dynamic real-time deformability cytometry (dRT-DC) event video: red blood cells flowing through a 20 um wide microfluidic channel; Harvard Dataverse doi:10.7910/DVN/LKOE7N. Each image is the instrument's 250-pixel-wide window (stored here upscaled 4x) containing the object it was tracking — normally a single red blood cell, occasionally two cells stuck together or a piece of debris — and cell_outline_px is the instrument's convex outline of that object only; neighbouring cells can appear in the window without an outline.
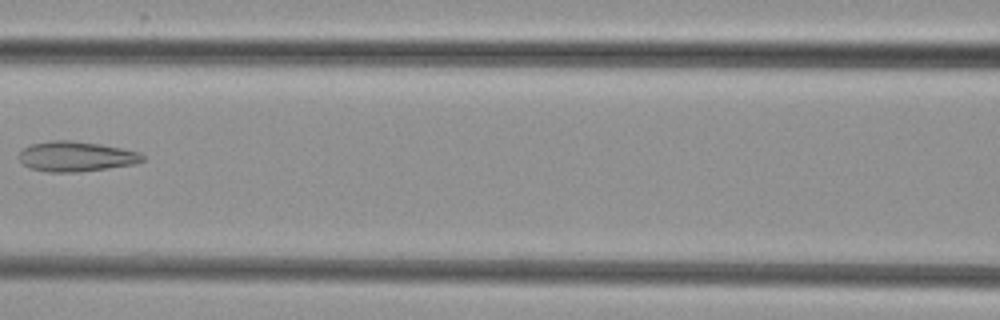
{"species": "common noctule bat (a hibernating species)", "species_latin": "Nyctalus noctula", "temperature_condition": "cold", "stored_images_in_passage": 7, "camera_frame_rate_fps": 3000, "um_per_image_px": 0.085, "animal": {"sex": "female", "body_mass_g": 29.2, "forearm_length_mm": 56.3}, "frame": {"image": 1, "passage_image": 6, "time_ms": 7.0, "image_size_px": [1000, 320], "cell_outline_px": [[144, 160], [136, 164], [108, 168], [76, 172], [48, 172], [28, 168], [20, 160], [20, 152], [24, 148], [32, 144], [52, 140], [72, 140], [100, 144], [140, 152], [144, 156]], "centroid_in_image_um": [6.48, 13.3], "position_along_channel_um": 160.1, "area_um2": 21.62}}
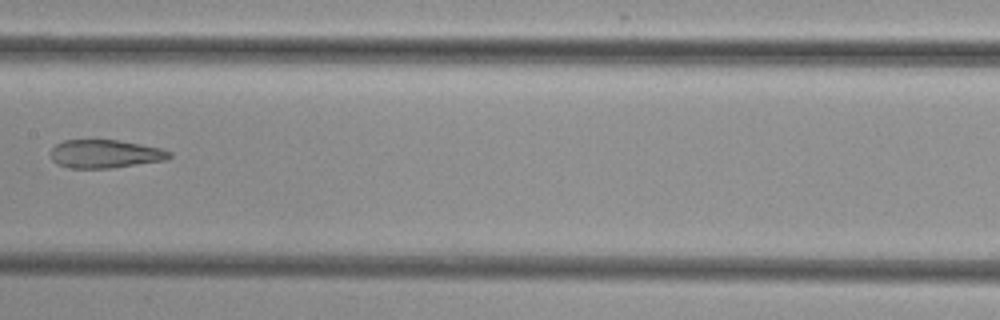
{"frame": {"image": 2, "passage_image": 7, "time_ms": 8.0, "image_size_px": [1000, 320], "cell_outline_px": [[172, 156], [168, 160], [112, 168], [68, 168], [56, 164], [52, 160], [48, 152], [56, 144], [64, 140], [120, 140], [164, 148], [172, 152]], "centroid_in_image_um": [8.96, 13.08], "position_along_channel_um": 198.4, "area_um2": 20.06}}